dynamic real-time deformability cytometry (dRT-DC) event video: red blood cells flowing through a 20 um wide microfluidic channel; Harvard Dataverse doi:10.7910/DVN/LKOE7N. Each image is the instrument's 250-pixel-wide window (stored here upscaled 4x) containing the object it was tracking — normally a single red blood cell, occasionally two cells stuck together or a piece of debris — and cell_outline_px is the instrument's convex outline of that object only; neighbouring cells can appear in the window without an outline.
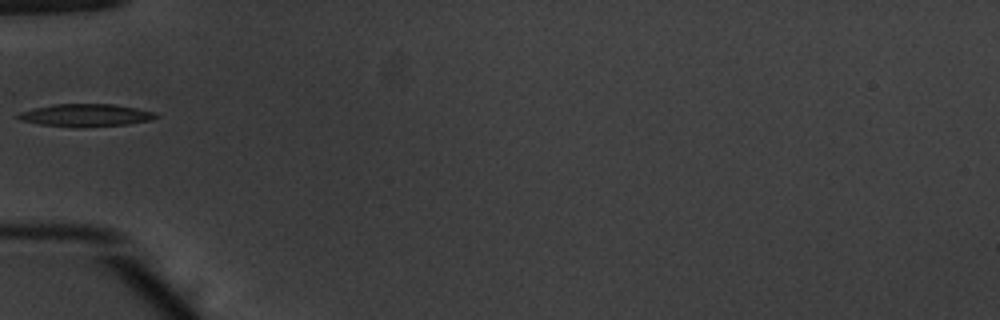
{"species": "common noctule bat (a hibernating species)", "species_latin": "Nyctalus noctula", "temperature_condition": "warm", "stored_images_in_passage": 5, "camera_frame_rate_fps": 3000, "um_per_image_px": 0.085, "animal": {"sex": "male", "body_mass_g": 20.1, "forearm_length_mm": 53.5}, "frame": {"image": 1, "passage_image": 1, "time_ms": 0.0, "image_size_px": [1000, 320], "cell_outline_px": [[160, 116], [152, 120], [128, 124], [76, 128], [40, 124], [20, 120], [16, 116], [20, 112], [52, 104], [112, 104], [136, 108], [156, 112]], "centroid_in_image_um": [7.32, 9.8], "position_along_channel_um": 77.7, "area_um2": 18.21}}